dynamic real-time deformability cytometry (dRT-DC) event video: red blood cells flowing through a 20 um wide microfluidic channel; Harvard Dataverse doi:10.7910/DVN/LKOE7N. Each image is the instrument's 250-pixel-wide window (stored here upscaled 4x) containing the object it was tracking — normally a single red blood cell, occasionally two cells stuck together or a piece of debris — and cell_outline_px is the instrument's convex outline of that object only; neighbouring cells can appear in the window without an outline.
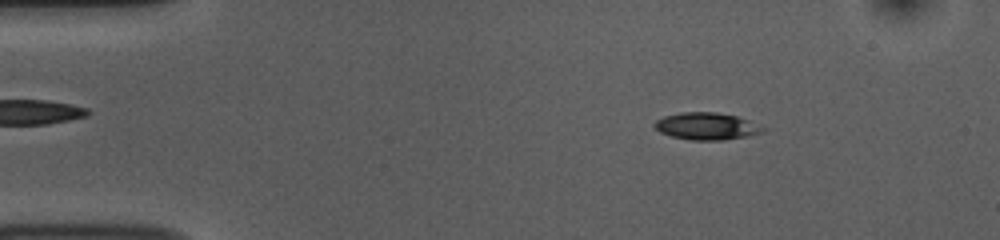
{"species": "common noctule bat (a hibernating species)", "species_latin": "Nyctalus noctula", "temperature_condition": "room temperature", "stored_images_in_passage": 53, "camera_frame_rate_fps": 3000, "um_per_image_px": 0.085, "animal": {"sex": "female", "body_mass_g": 10.0, "forearm_length_mm": 53.1}, "frame": {"image": 1, "passage_image": 8, "time_ms": 2.333, "image_size_px": [1000, 240], "cell_outline_px": [[768, 128], [764, 132], [744, 136], [720, 140], [692, 140], [672, 136], [660, 132], [652, 124], [656, 120], [664, 116], [680, 112], [716, 112], [736, 116], [748, 120]], "centroid_in_image_um": [60.06, 10.71], "position_along_channel_um": 24.9, "area_um2": 17.05}}
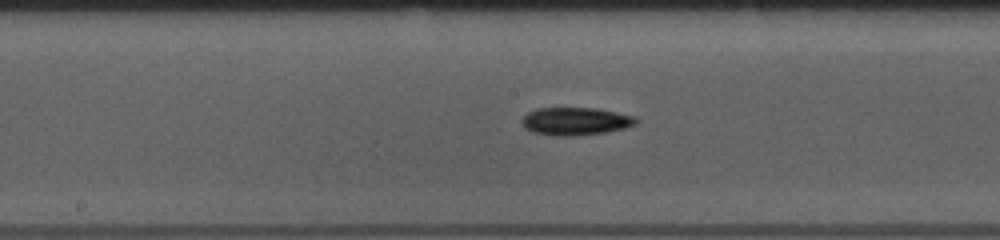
{"frame": {"image": 2, "passage_image": 27, "time_ms": 8.667, "image_size_px": [1000, 240], "cell_outline_px": [[636, 124], [624, 128], [604, 132], [576, 136], [556, 136], [532, 132], [524, 128], [520, 124], [520, 120], [528, 112], [536, 108], [596, 108], [616, 112], [632, 116], [636, 120]], "centroid_in_image_um": [48.83, 10.31], "position_along_channel_um": 199.4, "area_um2": 18.5}}
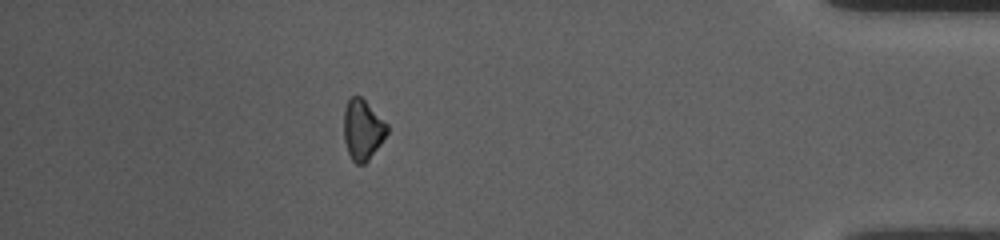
{"frame": {"image": 3, "passage_image": 47, "time_ms": 15.333, "image_size_px": [1000, 240], "cell_outline_px": [[388, 132], [380, 144], [368, 160], [364, 164], [356, 164], [352, 160], [348, 152], [344, 140], [344, 108], [348, 100], [352, 96], [360, 96], [388, 124]], "centroid_in_image_um": [30.81, 11.03], "position_along_channel_um": 404.4, "area_um2": 15.09}, "authors_computed_cell_mechanics": {"area_um2": 16.5886, "velocity_mm_per_s": 3.7639, "shape_relaxation_time_tau1_ms": 4.541, "shape_relaxation_time_tau2_ms": null, "deformation_change_tau1": 0.1186, "deformation_change_tau2": null}}